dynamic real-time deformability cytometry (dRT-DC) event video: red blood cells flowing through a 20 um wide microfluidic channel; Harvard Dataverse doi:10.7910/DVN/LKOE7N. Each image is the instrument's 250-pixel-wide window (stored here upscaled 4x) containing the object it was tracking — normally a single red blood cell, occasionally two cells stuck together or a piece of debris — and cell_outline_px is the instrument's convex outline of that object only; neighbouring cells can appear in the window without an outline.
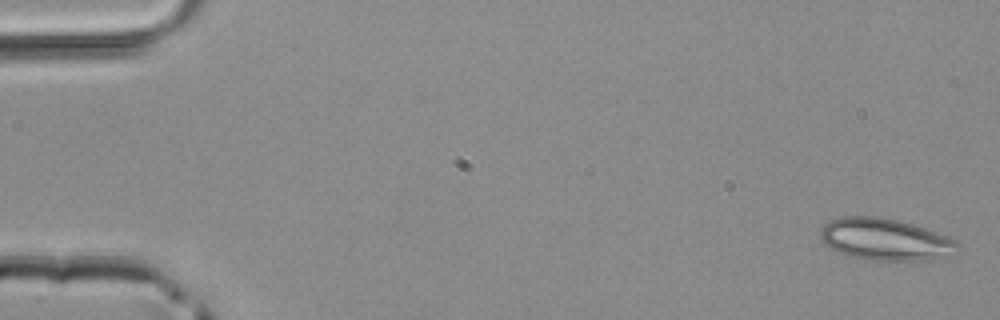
{"species": "common noctule bat (a hibernating species)", "species_latin": "Nyctalus noctula", "temperature_condition": "room temperature", "stored_images_in_passage": 4, "camera_frame_rate_fps": 3000, "um_per_image_px": 0.085, "animal": {"sex": "male", "body_mass_g": 20.4}, "frame": {"image": 1, "passage_image": 1, "time_ms": 0.0, "image_size_px": [1000, 320], "cell_outline_px": [[960, 244], [924, 260], [876, 260], [848, 256], [824, 244], [820, 240], [820, 232], [824, 224], [840, 216], [880, 216], [900, 220], [948, 236], [956, 240]], "centroid_in_image_um": [75.08, 20.3], "position_along_channel_um": 9.9, "area_um2": 32.48}}